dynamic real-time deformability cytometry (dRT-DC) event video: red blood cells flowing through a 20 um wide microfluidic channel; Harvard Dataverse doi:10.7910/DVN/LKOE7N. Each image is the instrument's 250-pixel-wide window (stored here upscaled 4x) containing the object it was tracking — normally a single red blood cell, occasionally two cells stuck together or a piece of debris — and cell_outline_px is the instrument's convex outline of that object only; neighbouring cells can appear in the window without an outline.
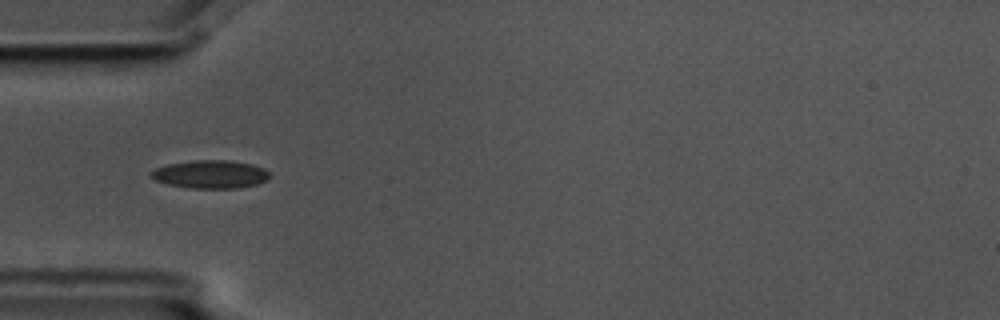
{"species": "common noctule bat (a hibernating species)", "species_latin": "Nyctalus noctula", "temperature_condition": "cold", "stored_images_in_passage": 6, "camera_frame_rate_fps": 3000, "um_per_image_px": 0.085, "animal": {"sex": "male", "body_mass_g": 17.5, "forearm_length_mm": 52.3}, "frame": {"image": 1, "passage_image": 4, "time_ms": 1.0, "image_size_px": [1000, 320], "cell_outline_px": [[268, 180], [256, 184], [240, 188], [192, 188], [168, 184], [156, 180], [148, 176], [148, 172], [156, 168], [168, 164], [192, 160], [228, 160], [252, 164], [264, 168], [268, 172]], "centroid_in_image_um": [17.86, 14.81], "position_along_channel_um": 67.1, "area_um2": 19.48}}